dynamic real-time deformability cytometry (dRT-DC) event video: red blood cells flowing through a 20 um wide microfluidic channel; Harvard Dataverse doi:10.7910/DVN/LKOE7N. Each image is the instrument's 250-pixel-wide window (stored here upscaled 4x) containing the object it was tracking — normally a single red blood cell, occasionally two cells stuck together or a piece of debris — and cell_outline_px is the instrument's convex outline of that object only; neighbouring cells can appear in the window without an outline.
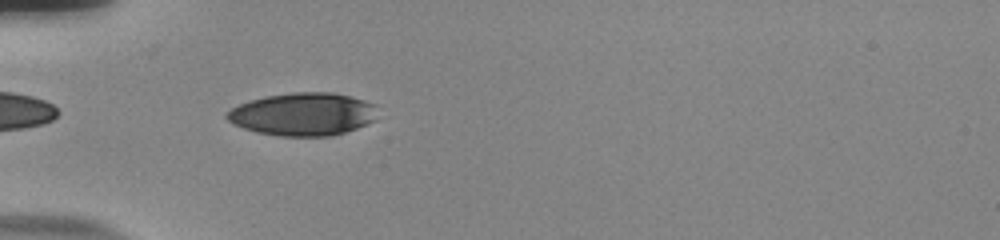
{"species": "human", "species_latin": "Homo sapiens", "temperature_condition": "room temperature", "stored_images_in_passage": 38, "camera_frame_rate_fps": 3000, "um_per_image_px": 0.085, "donor": {"sex": "male"}, "frame": {"image": 1, "passage_image": 1, "time_ms": 0.0, "image_size_px": [1000, 240], "cell_outline_px": [[376, 120], [356, 128], [332, 136], [280, 136], [256, 132], [244, 128], [228, 120], [224, 116], [224, 112], [248, 100], [264, 96], [292, 92], [332, 92], [364, 100], [376, 104]], "centroid_in_image_um": [25.74, 9.7], "position_along_channel_um": 59.3, "area_um2": 37.8}}
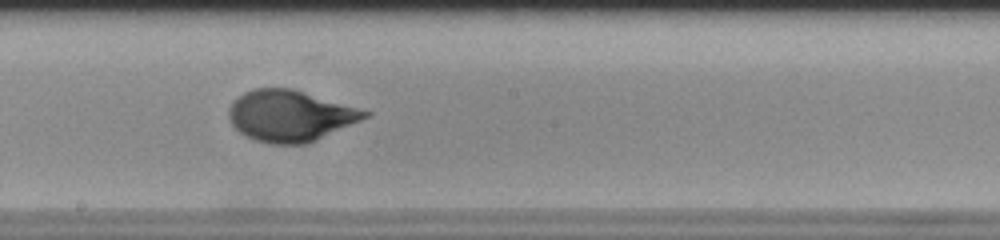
{"frame": {"image": 2, "passage_image": 15, "time_ms": 4.667, "image_size_px": [1000, 240], "cell_outline_px": [[372, 112], [368, 116], [360, 120], [316, 140], [304, 144], [268, 144], [256, 140], [240, 132], [232, 124], [228, 116], [228, 108], [232, 100], [244, 92], [252, 88], [292, 88]], "centroid_in_image_um": [24.62, 9.83], "position_along_channel_um": 223.6, "area_um2": 40.34}}
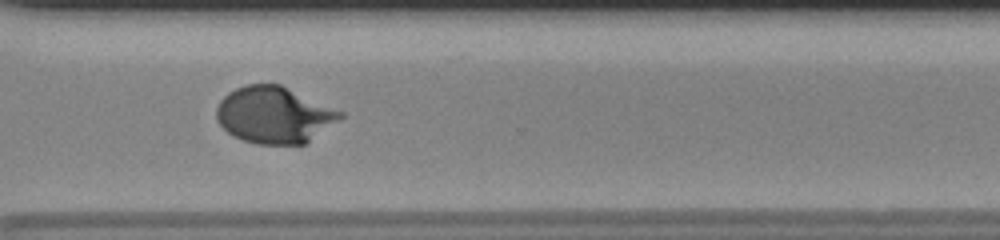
{"frame": {"image": 3, "passage_image": 25, "time_ms": 8.0, "image_size_px": [1000, 240], "cell_outline_px": [[344, 116], [304, 144], [256, 144], [232, 136], [216, 120], [216, 108], [220, 100], [228, 92], [236, 88], [248, 84], [280, 84], [344, 112]], "centroid_in_image_um": [23.28, 9.76], "position_along_channel_um": 347.3, "area_um2": 40.63}, "authors_computed_cell_mechanics": {"area_um2": 40.1421, "velocity_mm_per_s": 3.7141, "shape_relaxation_time_tau1_ms": 3.804, "shape_relaxation_time_tau2_ms": null, "deformation_change_tau1": 0.2007, "deformation_change_tau2": null}}